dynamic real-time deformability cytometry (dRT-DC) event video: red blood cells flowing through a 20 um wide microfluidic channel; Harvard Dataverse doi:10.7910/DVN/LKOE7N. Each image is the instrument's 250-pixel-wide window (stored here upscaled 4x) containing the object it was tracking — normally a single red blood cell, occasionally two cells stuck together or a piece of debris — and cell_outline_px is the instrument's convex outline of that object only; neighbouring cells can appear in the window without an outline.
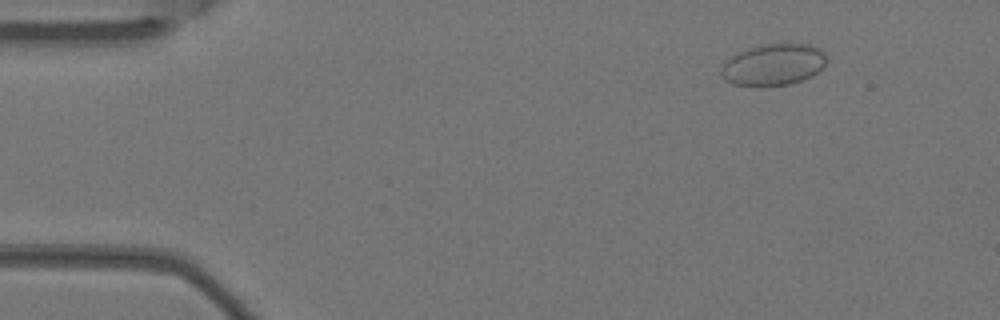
{"species": "Egyptian fruit bat (a non-hibernating species)", "species_latin": "Rousettus aegyptiacus", "temperature_condition": "warm", "stored_images_in_passage": 7, "camera_frame_rate_fps": 3000, "um_per_image_px": 0.085, "animal": {"sex": "female"}, "frame": {"image": 1, "passage_image": 2, "time_ms": 0.333, "image_size_px": [1000, 320], "cell_outline_px": [[828, 60], [812, 76], [788, 84], [760, 88], [756, 88], [732, 84], [724, 80], [720, 76], [720, 72], [724, 64], [732, 56], [748, 48], [760, 44], [808, 44], [820, 48], [824, 52]], "centroid_in_image_um": [65.71, 5.52], "position_along_channel_um": 19.3, "area_um2": 25.84}}
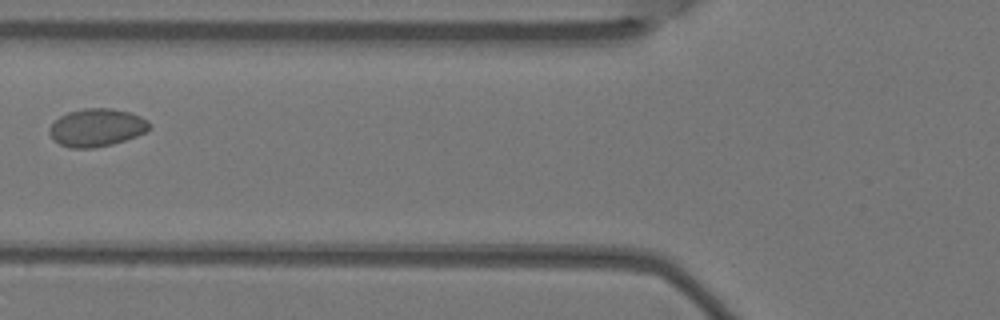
{"frame": {"image": 2, "passage_image": 6, "time_ms": 1.667, "image_size_px": [1000, 320], "cell_outline_px": [[152, 128], [148, 132], [112, 144], [92, 148], [72, 148], [60, 144], [48, 132], [48, 128], [60, 116], [68, 112], [84, 108], [112, 108], [128, 112], [140, 116], [148, 120], [152, 124]], "centroid_in_image_um": [8.26, 10.83], "position_along_channel_um": 117.5, "area_um2": 22.08}}
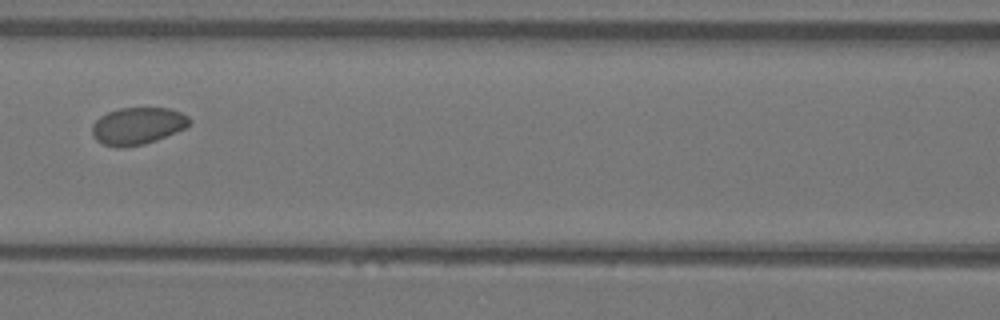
{"frame": {"image": 3, "passage_image": 7, "time_ms": 2.0, "image_size_px": [1000, 320], "cell_outline_px": [[192, 120], [184, 128], [156, 140], [144, 144], [124, 148], [116, 148], [104, 144], [96, 140], [92, 136], [92, 124], [100, 116], [108, 112], [120, 108], [168, 108], [180, 112], [188, 116]], "centroid_in_image_um": [11.66, 10.71], "position_along_channel_um": 154.9, "area_um2": 21.04}}